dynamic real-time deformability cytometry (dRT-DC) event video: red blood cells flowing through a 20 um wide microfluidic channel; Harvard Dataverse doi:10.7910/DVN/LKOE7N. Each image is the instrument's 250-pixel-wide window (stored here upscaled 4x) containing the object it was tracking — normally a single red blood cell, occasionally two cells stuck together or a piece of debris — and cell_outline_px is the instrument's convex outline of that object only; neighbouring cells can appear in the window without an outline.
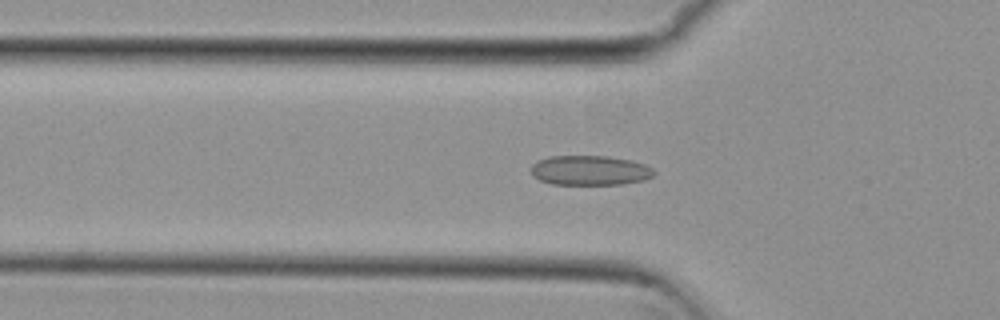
{"species": "common noctule bat (a hibernating species)", "species_latin": "Nyctalus noctula", "temperature_condition": "cold", "stored_images_in_passage": 43, "camera_frame_rate_fps": 3000, "um_per_image_px": 0.085, "animal": {"sex": "female", "body_mass_g": 29.2, "forearm_length_mm": 56.3}, "frame": {"image": 1, "passage_image": 13, "time_ms": 4.0, "image_size_px": [1000, 320], "cell_outline_px": [[656, 172], [652, 176], [644, 180], [620, 184], [552, 184], [540, 180], [532, 172], [532, 164], [536, 160], [548, 156], [608, 156], [628, 160], [644, 164], [652, 168]], "centroid_in_image_um": [50.13, 14.47], "position_along_channel_um": 75.7, "area_um2": 21.15}}
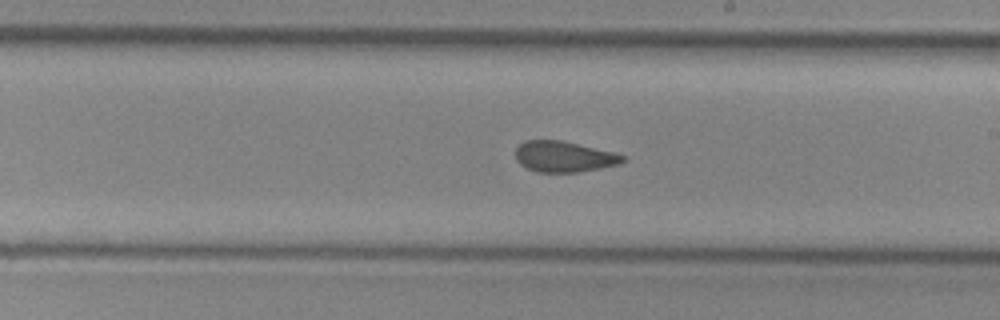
{"frame": {"image": 2, "passage_image": 26, "time_ms": 8.333, "image_size_px": [1000, 320], "cell_outline_px": [[628, 160], [620, 164], [600, 168], [576, 172], [536, 172], [520, 164], [516, 160], [516, 148], [524, 140], [560, 140], [612, 152], [624, 156]], "centroid_in_image_um": [47.92, 13.32], "position_along_channel_um": 241.1, "area_um2": 19.13}}
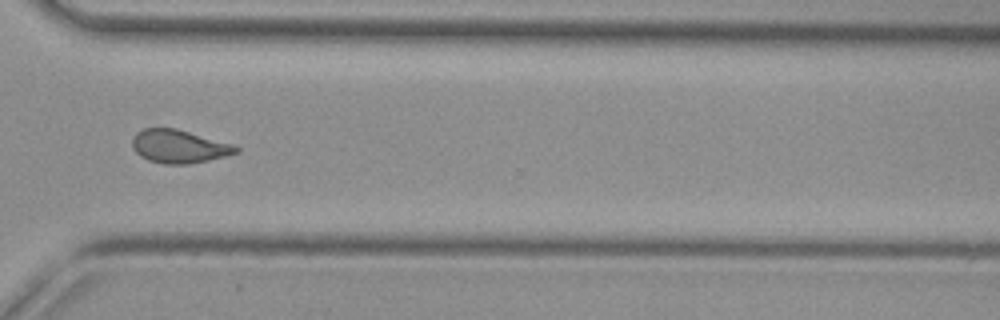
{"frame": {"image": 3, "passage_image": 35, "time_ms": 11.333, "image_size_px": [1000, 320], "cell_outline_px": [[240, 152], [228, 156], [188, 164], [164, 164], [148, 160], [140, 156], [132, 148], [132, 136], [136, 132], [144, 128], [176, 128], [232, 144], [240, 148]], "centroid_in_image_um": [15.21, 12.45], "position_along_channel_um": 355.4, "area_um2": 20.23}, "authors_computed_cell_mechanics": {"area_um2": 20.1722, "velocity_mm_per_s": 3.7984, "shape_relaxation_time_tau1_ms": null, "shape_relaxation_time_tau2_ms": 1.8171, "deformation_change_tau1": null, "deformation_change_tau2": 0.0687}}